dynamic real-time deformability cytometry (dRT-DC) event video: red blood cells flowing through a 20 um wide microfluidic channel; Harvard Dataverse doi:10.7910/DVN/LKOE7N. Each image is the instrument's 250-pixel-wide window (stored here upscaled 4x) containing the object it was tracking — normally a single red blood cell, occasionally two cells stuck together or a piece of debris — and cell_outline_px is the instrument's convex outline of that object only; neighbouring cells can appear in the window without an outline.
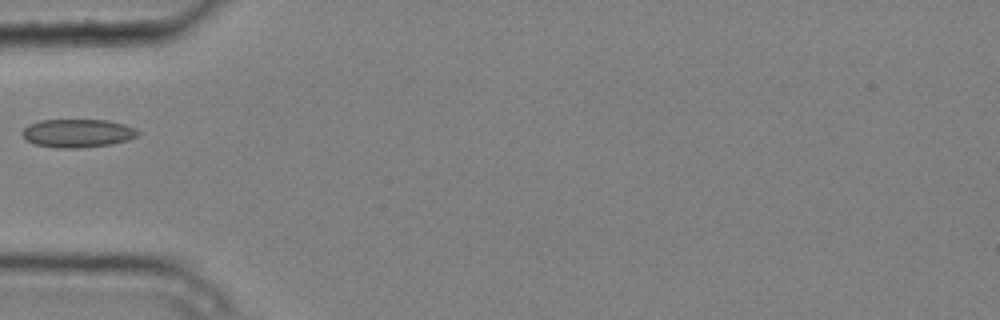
{"species": "common noctule bat (a hibernating species)", "species_latin": "Nyctalus noctula", "temperature_condition": "cold", "stored_images_in_passage": 6, "camera_frame_rate_fps": 3000, "um_per_image_px": 0.085, "animal": {"sex": "male", "body_mass_g": 20.4}, "frame": {"image": 1, "passage_image": 5, "time_ms": 1.333, "image_size_px": [1000, 320], "cell_outline_px": [[140, 132], [136, 136], [128, 140], [112, 144], [80, 148], [56, 148], [36, 144], [24, 140], [20, 132], [28, 124], [40, 120], [108, 120], [124, 124], [136, 128]], "centroid_in_image_um": [6.57, 11.32], "position_along_channel_um": 78.4, "area_um2": 19.31}}
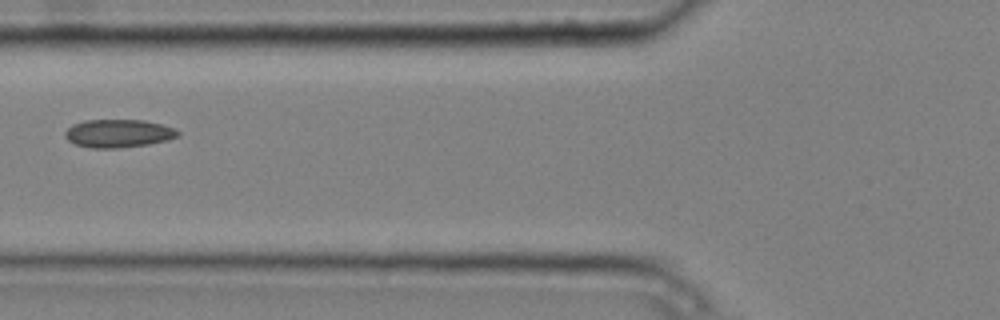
{"frame": {"image": 2, "passage_image": 6, "time_ms": 1.667, "image_size_px": [1000, 320], "cell_outline_px": [[180, 136], [168, 140], [148, 144], [120, 148], [88, 148], [76, 144], [68, 140], [64, 136], [64, 132], [72, 124], [84, 120], [144, 120], [176, 128], [180, 132]], "centroid_in_image_um": [10.07, 11.34], "position_along_channel_um": 115.7, "area_um2": 18.67}}